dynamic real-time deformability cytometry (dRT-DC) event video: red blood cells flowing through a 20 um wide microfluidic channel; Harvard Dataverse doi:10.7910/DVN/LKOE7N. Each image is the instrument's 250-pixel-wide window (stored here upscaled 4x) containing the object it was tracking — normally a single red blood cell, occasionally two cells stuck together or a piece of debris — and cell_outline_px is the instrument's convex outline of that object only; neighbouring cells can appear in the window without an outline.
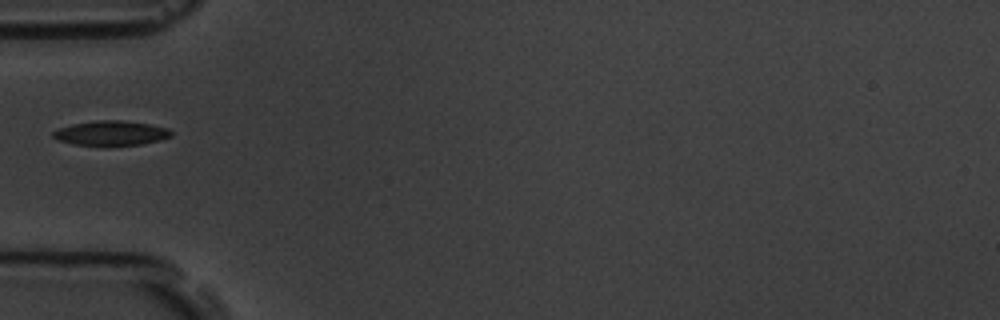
{"species": "common noctule bat (a hibernating species)", "species_latin": "Nyctalus noctula", "temperature_condition": "room temperature", "stored_images_in_passage": 11, "camera_frame_rate_fps": 3000, "um_per_image_px": 0.085, "animal": {"sex": "male", "body_mass_g": 19.5, "forearm_length_mm": 54.6}, "frame": {"image": 1, "passage_image": 1, "time_ms": 0.0, "image_size_px": [1000, 320], "cell_outline_px": [[172, 136], [160, 140], [140, 144], [76, 144], [60, 140], [52, 136], [52, 132], [60, 128], [72, 124], [96, 120], [124, 120], [152, 124], [168, 128], [172, 132]], "centroid_in_image_um": [9.49, 11.28], "position_along_channel_um": 75.5, "area_um2": 16.59}}
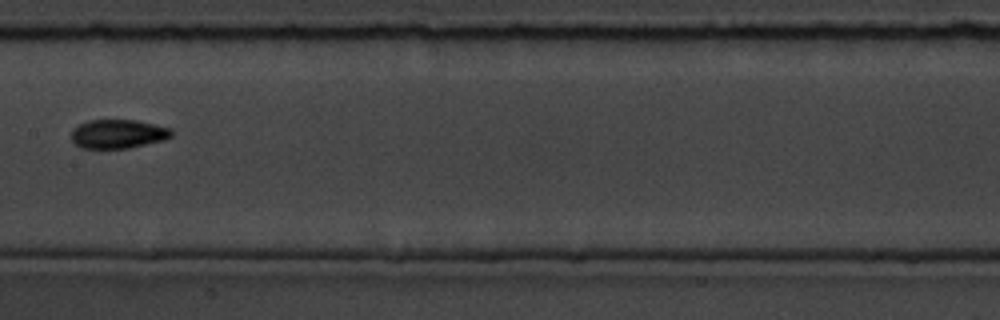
{"frame": {"image": 2, "passage_image": 4, "time_ms": 3.333, "image_size_px": [1000, 320], "cell_outline_px": [[172, 136], [164, 140], [128, 148], [80, 148], [72, 140], [72, 128], [88, 120], [136, 120], [156, 124], [172, 128]], "centroid_in_image_um": [10.05, 11.37], "position_along_channel_um": 197.4, "area_um2": 16.94}}
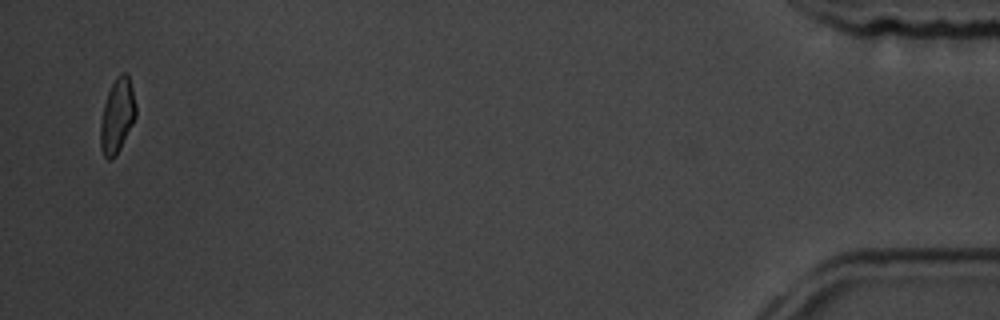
{"frame": {"image": 3, "passage_image": 11, "time_ms": 12.0, "image_size_px": [1000, 320], "cell_outline_px": [[136, 116], [116, 156], [112, 160], [108, 160], [104, 156], [100, 148], [100, 124], [104, 104], [108, 92], [116, 76], [120, 72], [128, 72], [136, 104]], "centroid_in_image_um": [9.96, 9.83], "position_along_channel_um": 425.2, "area_um2": 15.43}}